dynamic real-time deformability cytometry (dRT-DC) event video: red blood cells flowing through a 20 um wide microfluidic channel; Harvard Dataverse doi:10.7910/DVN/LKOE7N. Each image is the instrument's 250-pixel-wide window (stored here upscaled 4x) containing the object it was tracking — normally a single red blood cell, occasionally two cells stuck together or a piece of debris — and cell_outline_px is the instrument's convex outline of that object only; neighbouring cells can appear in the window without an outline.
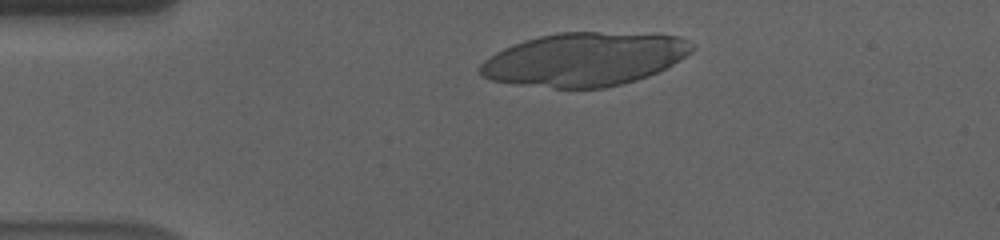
{"species": "human", "species_latin": "Homo sapiens", "temperature_condition": "cold", "stored_images_in_passage": 50, "camera_frame_rate_fps": 3000, "um_per_image_px": 0.085, "donor": {"sex": "male"}, "frame": {"image": 1, "passage_image": 5, "time_ms": 1.333, "image_size_px": [1000, 240], "cell_outline_px": [[692, 52], [672, 64], [648, 76], [636, 80], [604, 88], [552, 88], [516, 84], [492, 80], [480, 76], [480, 64], [484, 60], [496, 52], [512, 44], [524, 40], [540, 36], [560, 32], [600, 32], [680, 36], [692, 44]], "centroid_in_image_um": [49.64, 5.04], "position_along_channel_um": 35.4, "area_um2": 65.6}}